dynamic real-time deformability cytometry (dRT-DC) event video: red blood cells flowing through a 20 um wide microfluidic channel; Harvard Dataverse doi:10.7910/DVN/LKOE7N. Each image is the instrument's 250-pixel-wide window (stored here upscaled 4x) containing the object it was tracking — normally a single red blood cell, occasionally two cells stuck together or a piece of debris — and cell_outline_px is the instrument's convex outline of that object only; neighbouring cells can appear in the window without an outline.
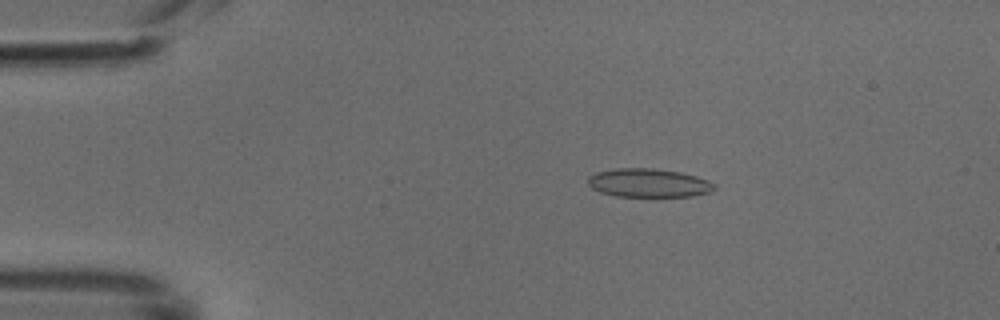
{"species": "common noctule bat (a hibernating species)", "species_latin": "Nyctalus noctula", "temperature_condition": "cold", "stored_images_in_passage": 48, "camera_frame_rate_fps": 3000, "um_per_image_px": 0.085, "animal": {"sex": "male", "body_mass_g": 18.8}, "frame": {"image": 1, "passage_image": 8, "time_ms": 2.333, "image_size_px": [1000, 320], "cell_outline_px": [[716, 188], [708, 192], [692, 196], [616, 196], [600, 192], [592, 188], [588, 184], [588, 176], [596, 172], [616, 168], [652, 168], [680, 172], [696, 176], [708, 180], [716, 184]], "centroid_in_image_um": [55.12, 15.54], "position_along_channel_um": 29.9, "area_um2": 21.04}}
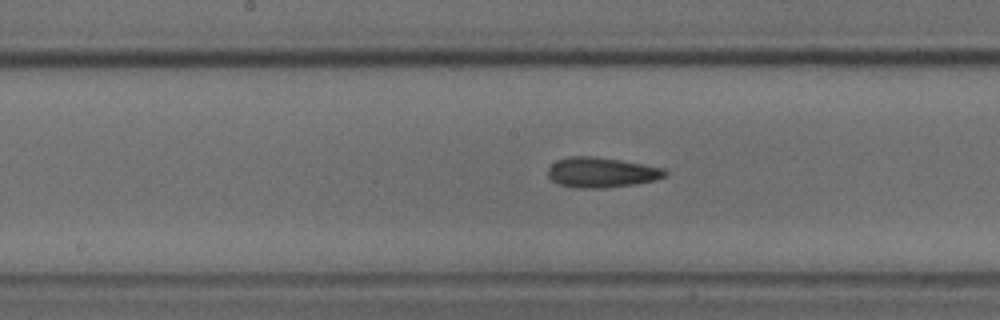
{"frame": {"image": 2, "passage_image": 24, "time_ms": 7.667, "image_size_px": [1000, 320], "cell_outline_px": [[668, 172], [664, 176], [656, 180], [636, 184], [604, 188], [576, 188], [560, 184], [552, 180], [548, 176], [548, 168], [556, 160], [568, 156], [592, 156], [620, 160], [644, 164], [664, 168]], "centroid_in_image_um": [51.13, 14.65], "position_along_channel_um": 197.1, "area_um2": 20.63}}
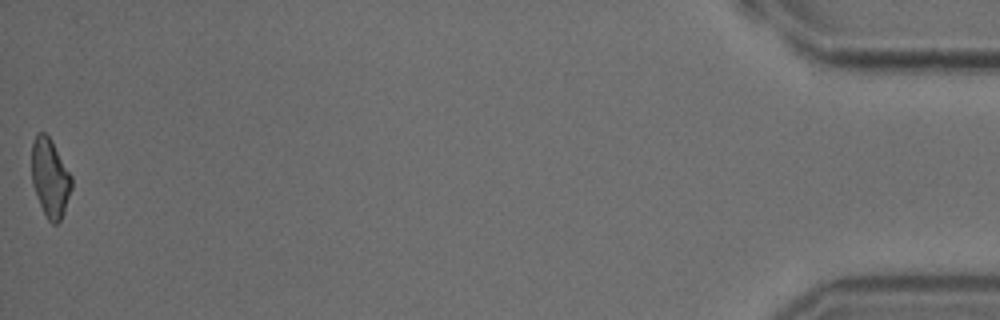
{"frame": {"image": 3, "passage_image": 48, "time_ms": 15.667, "image_size_px": [1000, 320], "cell_outline_px": [[72, 188], [64, 212], [60, 220], [56, 224], [52, 224], [48, 220], [40, 204], [32, 184], [32, 144], [36, 132], [44, 132], [52, 140], [72, 176]], "centroid_in_image_um": [4.26, 15.1], "position_along_channel_um": 430.9, "area_um2": 18.26}}